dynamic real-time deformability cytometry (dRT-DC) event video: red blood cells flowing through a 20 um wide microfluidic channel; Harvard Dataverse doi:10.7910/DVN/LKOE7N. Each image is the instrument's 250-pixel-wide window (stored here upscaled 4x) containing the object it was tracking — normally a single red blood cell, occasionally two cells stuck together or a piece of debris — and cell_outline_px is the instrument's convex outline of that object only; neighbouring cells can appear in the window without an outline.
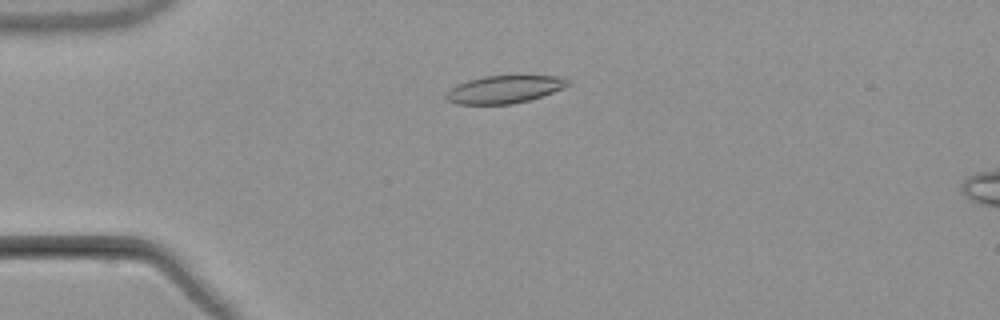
{"species": "common noctule bat (a hibernating species)", "species_latin": "Nyctalus noctula", "temperature_condition": "warm", "stored_images_in_passage": 7, "camera_frame_rate_fps": 3000, "um_per_image_px": 0.085, "animal": {"sex": "male", "body_mass_g": 21.5, "forearm_length_mm": 52.0}, "frame": {"image": 1, "passage_image": 4, "time_ms": 3.667, "image_size_px": [1000, 320], "cell_outline_px": [[572, 84], [564, 88], [528, 100], [512, 104], [456, 104], [448, 100], [444, 96], [456, 84], [468, 80], [484, 76], [560, 76], [572, 80]], "centroid_in_image_um": [42.9, 7.59], "position_along_channel_um": 42.1, "area_um2": 19.59}}
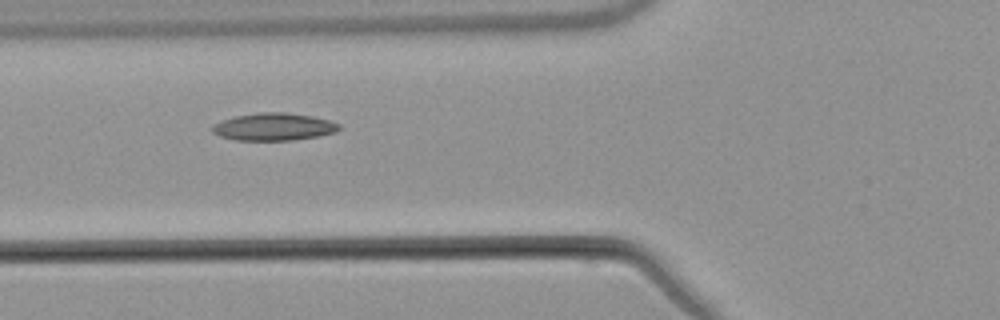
{"frame": {"image": 2, "passage_image": 6, "time_ms": 6.0, "image_size_px": [1000, 320], "cell_outline_px": [[340, 128], [336, 132], [320, 136], [292, 140], [232, 140], [220, 136], [212, 132], [208, 128], [212, 124], [236, 116], [260, 112], [284, 112], [312, 116], [328, 120], [340, 124]], "centroid_in_image_um": [23.24, 10.78], "position_along_channel_um": 102.6, "area_um2": 20.4}}
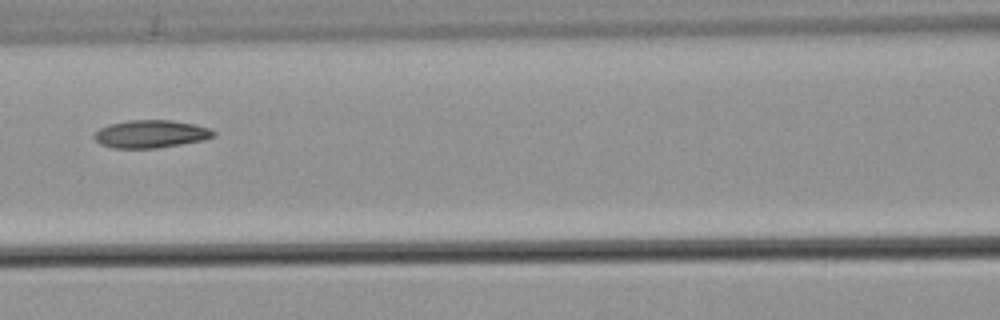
{"frame": {"image": 3, "passage_image": 7, "time_ms": 7.333, "image_size_px": [1000, 320], "cell_outline_px": [[216, 136], [204, 140], [156, 148], [112, 148], [100, 144], [92, 136], [100, 128], [108, 124], [128, 120], [172, 120], [196, 124], [208, 128], [216, 132]], "centroid_in_image_um": [12.82, 11.38], "position_along_channel_um": 153.8, "area_um2": 19.42}}